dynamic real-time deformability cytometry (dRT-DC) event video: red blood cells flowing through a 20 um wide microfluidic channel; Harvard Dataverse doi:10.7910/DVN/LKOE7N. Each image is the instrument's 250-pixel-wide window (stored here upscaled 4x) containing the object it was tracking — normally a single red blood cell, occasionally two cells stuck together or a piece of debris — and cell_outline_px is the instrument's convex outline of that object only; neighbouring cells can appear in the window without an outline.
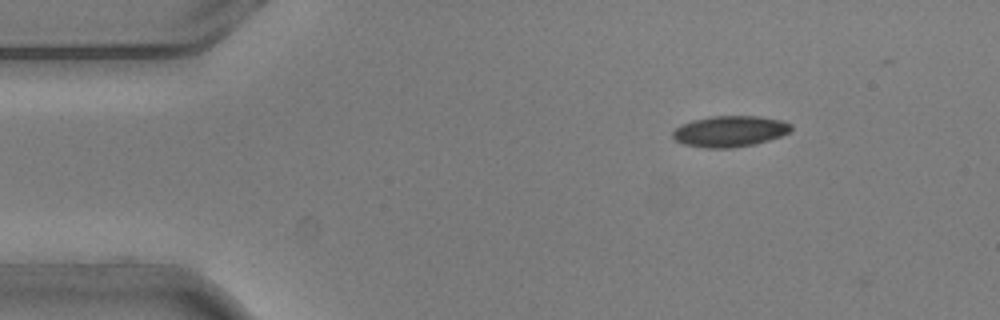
{"species": "common noctule bat (a hibernating species)", "species_latin": "Nyctalus noctula", "temperature_condition": "warm", "stored_images_in_passage": 4, "camera_frame_rate_fps": 3000, "um_per_image_px": 0.085, "animal": {"sex": "male", "body_mass_g": 20.5, "forearm_length_mm": 52.5}, "frame": {"image": 1, "passage_image": 1, "time_ms": 0.0, "image_size_px": [1000, 320], "cell_outline_px": [[792, 132], [756, 144], [728, 148], [704, 148], [684, 144], [676, 140], [672, 136], [672, 132], [680, 124], [692, 120], [712, 116], [760, 116], [780, 120], [792, 124]], "centroid_in_image_um": [62.04, 11.16], "position_along_channel_um": 23.0, "area_um2": 21.5}}
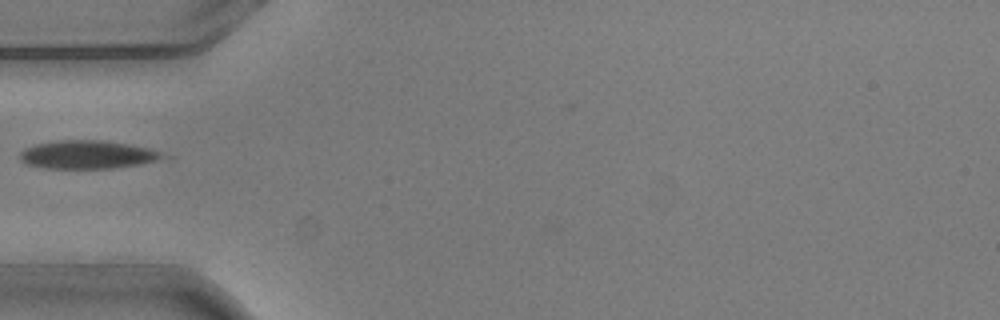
{"frame": {"image": 2, "passage_image": 4, "time_ms": 1.0, "image_size_px": [1000, 320], "cell_outline_px": [[172, 156], [156, 160], [136, 164], [112, 168], [48, 168], [28, 164], [20, 160], [20, 152], [24, 148], [36, 144], [60, 140], [104, 140], [128, 144], [148, 148]], "centroid_in_image_um": [7.43, 13.13], "position_along_channel_um": 77.6, "area_um2": 23.29}}